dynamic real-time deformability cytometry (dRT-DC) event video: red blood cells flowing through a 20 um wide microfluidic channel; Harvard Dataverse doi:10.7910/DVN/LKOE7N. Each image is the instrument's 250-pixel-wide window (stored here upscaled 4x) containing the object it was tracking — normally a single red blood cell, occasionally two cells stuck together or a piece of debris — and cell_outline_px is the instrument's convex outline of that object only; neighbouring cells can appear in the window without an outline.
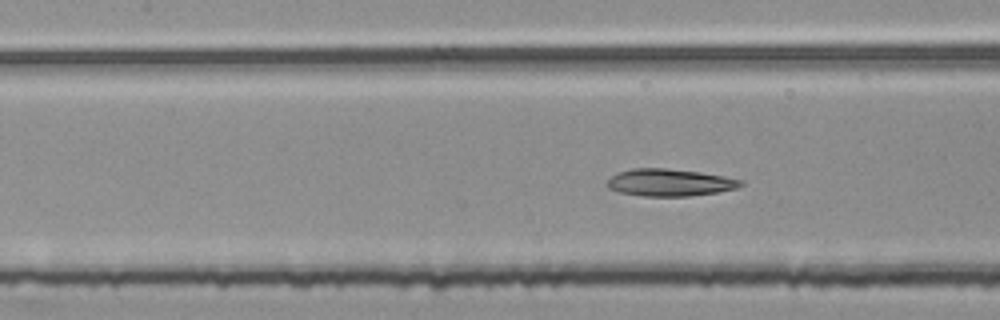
{"species": "common noctule bat (a hibernating species)", "species_latin": "Nyctalus noctula", "temperature_condition": "room temperature", "stored_images_in_passage": 4, "camera_frame_rate_fps": 3000, "um_per_image_px": 0.085, "animal": {"sex": "female", "body_mass_g": 25.1}, "frame": {"image": 1, "passage_image": 4, "time_ms": 1.0, "image_size_px": [1000, 320], "cell_outline_px": [[744, 184], [736, 188], [716, 192], [688, 196], [644, 196], [620, 192], [608, 188], [608, 180], [612, 176], [620, 172], [632, 168], [668, 168], [700, 172], [744, 180]], "centroid_in_image_um": [56.94, 15.51], "position_along_channel_um": 150.5, "area_um2": 20.98}}